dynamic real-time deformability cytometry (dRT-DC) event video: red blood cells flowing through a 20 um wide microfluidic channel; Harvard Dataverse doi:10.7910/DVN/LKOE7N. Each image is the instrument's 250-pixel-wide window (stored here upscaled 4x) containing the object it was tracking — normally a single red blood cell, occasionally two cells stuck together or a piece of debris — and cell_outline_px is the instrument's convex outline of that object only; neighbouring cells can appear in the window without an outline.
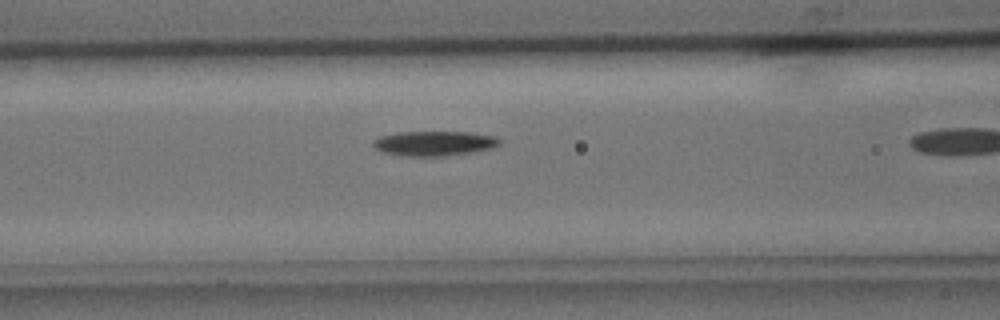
{"species": "common noctule bat (a hibernating species)", "species_latin": "Nyctalus noctula", "temperature_condition": "cold", "stored_images_in_passage": 11, "camera_frame_rate_fps": 3000, "um_per_image_px": 0.085, "animal": {"sex": "male", "body_mass_g": 15.6}, "frame": {"image": 1, "passage_image": 10, "time_ms": 3.0, "image_size_px": [1000, 320], "cell_outline_px": [[500, 144], [492, 148], [476, 152], [444, 156], [400, 156], [384, 152], [376, 148], [372, 144], [372, 140], [380, 136], [400, 132], [468, 132], [496, 136], [500, 140]], "centroid_in_image_um": [36.92, 12.19], "position_along_channel_um": 129.7, "area_um2": 18.38}}